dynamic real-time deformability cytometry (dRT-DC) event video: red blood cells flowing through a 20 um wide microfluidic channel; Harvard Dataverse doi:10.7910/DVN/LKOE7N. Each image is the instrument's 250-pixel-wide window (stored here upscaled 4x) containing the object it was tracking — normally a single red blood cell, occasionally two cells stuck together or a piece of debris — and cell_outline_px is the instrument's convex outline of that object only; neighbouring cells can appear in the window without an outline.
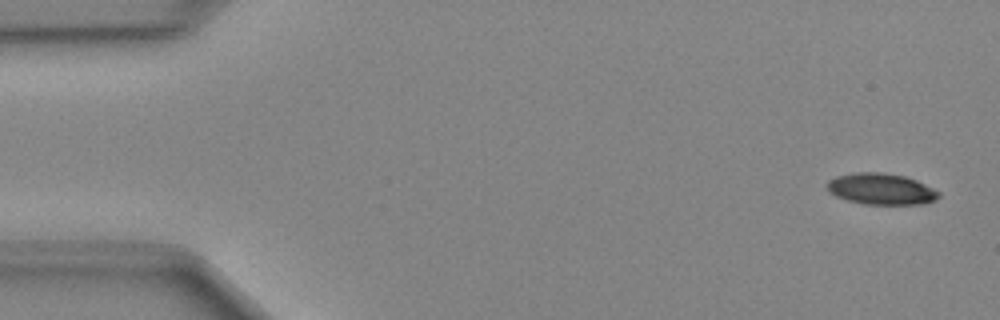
{"species": "Egyptian fruit bat (a non-hibernating species)", "species_latin": "Rousettus aegyptiacus", "temperature_condition": "cold", "stored_images_in_passage": 49, "camera_frame_rate_fps": 3000, "um_per_image_px": 0.085, "animal": {"sex": "female"}, "frame": {"image": 1, "passage_image": 2, "time_ms": 0.333, "image_size_px": [1000, 320], "cell_outline_px": [[940, 196], [936, 200], [924, 204], [864, 204], [848, 200], [836, 196], [828, 192], [824, 184], [828, 180], [836, 176], [856, 172], [884, 172], [904, 176], [916, 180], [940, 192]], "centroid_in_image_um": [74.86, 16.06], "position_along_channel_um": 10.1, "area_um2": 20.52}}
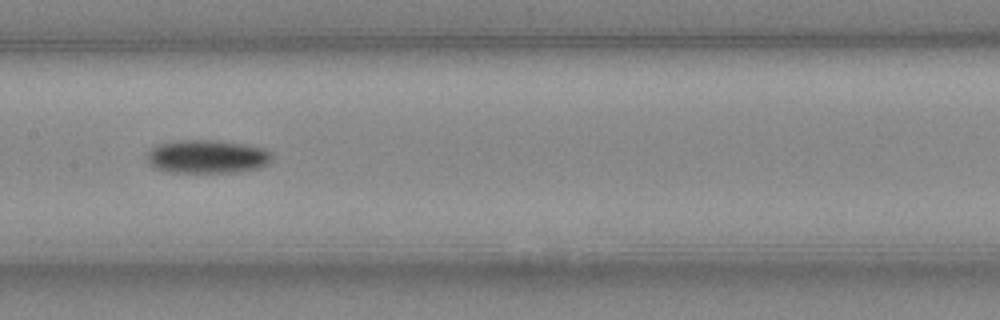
{"frame": {"image": 2, "passage_image": 24, "time_ms": 7.667, "image_size_px": [1000, 320], "cell_outline_px": [[272, 160], [260, 168], [240, 172], [172, 172], [156, 168], [148, 164], [148, 152], [156, 144], [172, 140], [212, 140], [244, 144], [264, 148], [272, 156]], "centroid_in_image_um": [17.6, 13.31], "position_along_channel_um": 189.8, "area_um2": 24.39}}
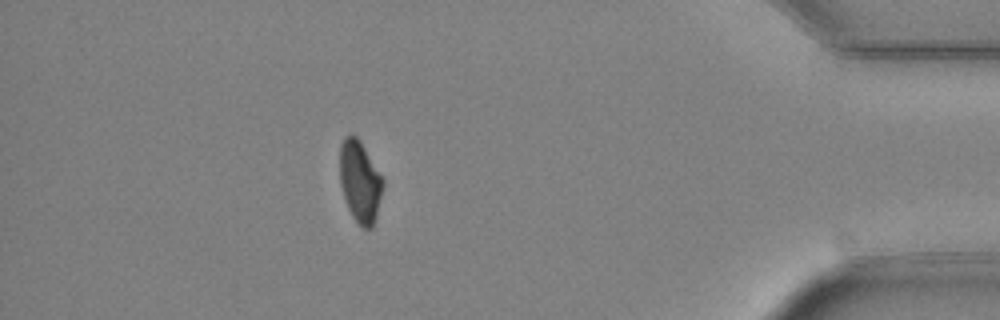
{"frame": {"image": 3, "passage_image": 43, "time_ms": 14.0, "image_size_px": [1000, 320], "cell_outline_px": [[384, 184], [376, 216], [372, 228], [364, 228], [352, 216], [348, 208], [340, 184], [340, 144], [344, 136], [352, 132], [360, 140], [384, 180]], "centroid_in_image_um": [30.59, 15.38], "position_along_channel_um": 404.6, "area_um2": 20.46}}